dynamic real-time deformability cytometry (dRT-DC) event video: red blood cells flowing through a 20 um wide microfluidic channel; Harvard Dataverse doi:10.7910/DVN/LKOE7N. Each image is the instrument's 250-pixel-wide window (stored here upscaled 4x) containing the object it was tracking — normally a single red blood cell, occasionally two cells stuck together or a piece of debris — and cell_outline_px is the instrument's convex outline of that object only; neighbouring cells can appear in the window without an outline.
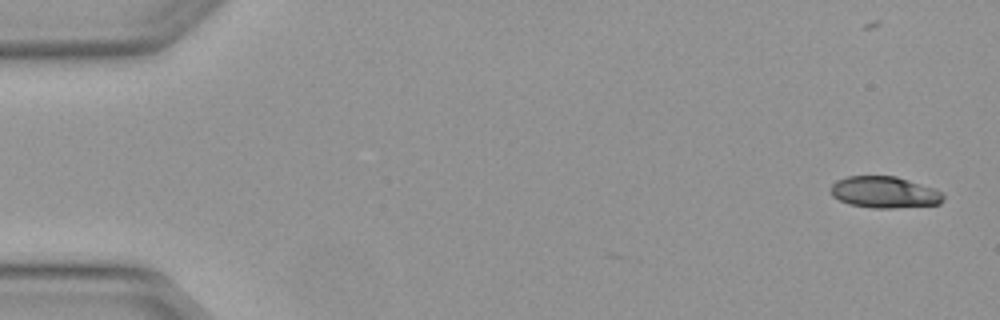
{"species": "Egyptian fruit bat (a non-hibernating species)", "species_latin": "Rousettus aegyptiacus", "temperature_condition": "warm", "stored_images_in_passage": 5, "camera_frame_rate_fps": 3000, "um_per_image_px": 0.085, "animal": {"sex": "female"}, "frame": {"image": 1, "passage_image": 1, "time_ms": 0.0, "image_size_px": [1000, 320], "cell_outline_px": [[944, 200], [940, 204], [892, 208], [872, 208], [848, 204], [832, 196], [832, 184], [836, 180], [848, 176], [896, 176], [944, 192]], "centroid_in_image_um": [75.19, 16.35], "position_along_channel_um": 9.8, "area_um2": 20.63}}
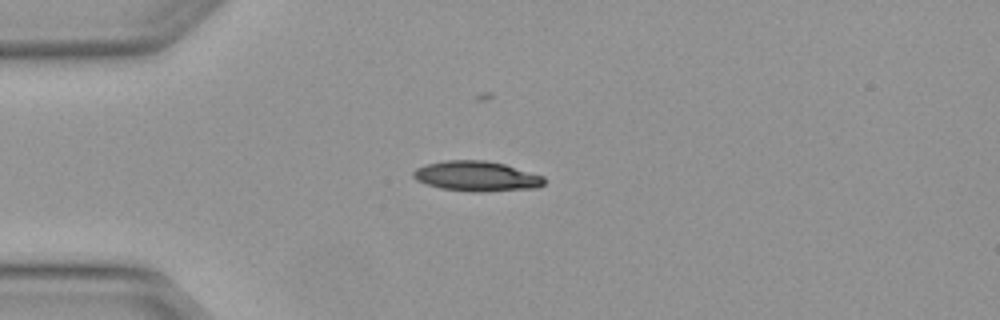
{"frame": {"image": 2, "passage_image": 4, "time_ms": 1.0, "image_size_px": [1000, 320], "cell_outline_px": [[544, 184], [536, 188], [480, 192], [472, 192], [440, 188], [416, 180], [412, 176], [412, 172], [416, 168], [428, 164], [444, 160], [484, 160], [504, 164], [544, 176]], "centroid_in_image_um": [40.5, 14.98], "position_along_channel_um": 44.5, "area_um2": 22.89}}
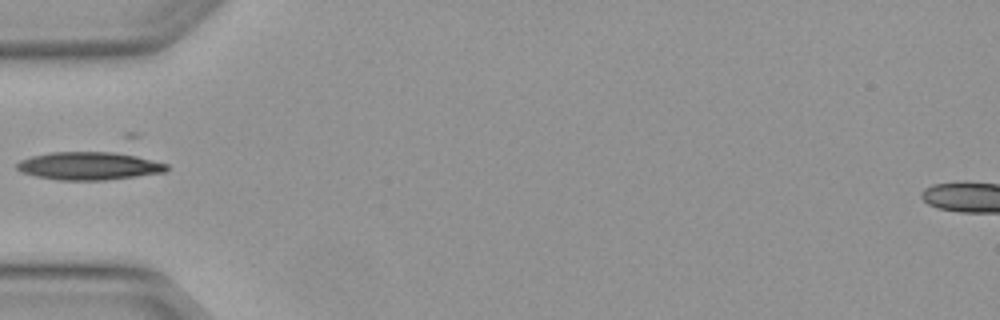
{"frame": {"image": 3, "passage_image": 5, "time_ms": 1.333, "image_size_px": [1000, 320], "cell_outline_px": [[168, 168], [164, 172], [136, 176], [104, 180], [56, 180], [36, 176], [20, 172], [16, 168], [16, 164], [20, 160], [32, 156], [52, 152], [128, 152], [168, 164]], "centroid_in_image_um": [7.59, 14.09], "position_along_channel_um": 77.4, "area_um2": 24.68}}